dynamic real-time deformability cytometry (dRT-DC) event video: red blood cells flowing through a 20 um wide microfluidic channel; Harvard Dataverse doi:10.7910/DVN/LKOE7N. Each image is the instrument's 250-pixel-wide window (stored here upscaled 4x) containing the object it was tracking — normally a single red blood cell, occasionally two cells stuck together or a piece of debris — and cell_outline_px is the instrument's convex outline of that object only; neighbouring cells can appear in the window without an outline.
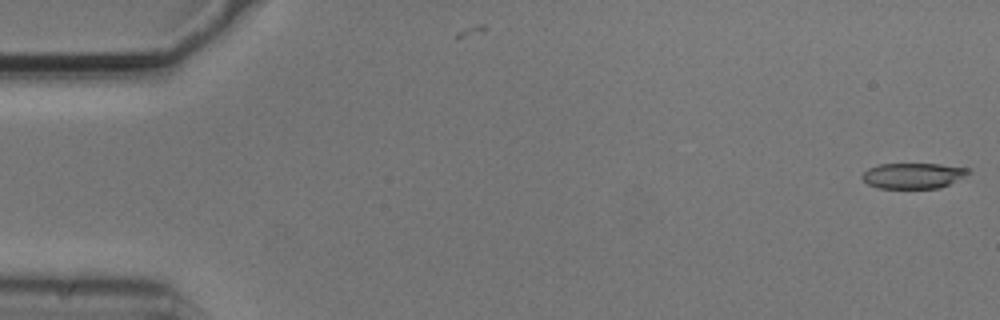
{"species": "common noctule bat (a hibernating species)", "species_latin": "Nyctalus noctula", "temperature_condition": "cold", "stored_images_in_passage": 54, "camera_frame_rate_fps": 3000, "um_per_image_px": 0.085, "animal": {"sex": "male", "body_mass_g": 20.5, "forearm_length_mm": 52.5}, "frame": {"image": 1, "passage_image": 1, "time_ms": 0.0, "image_size_px": [1000, 320], "cell_outline_px": [[972, 172], [940, 188], [876, 188], [868, 184], [860, 176], [868, 168], [880, 164], [940, 164], [972, 168]], "centroid_in_image_um": [77.63, 14.92], "position_along_channel_um": 7.4, "area_um2": 15.9}}
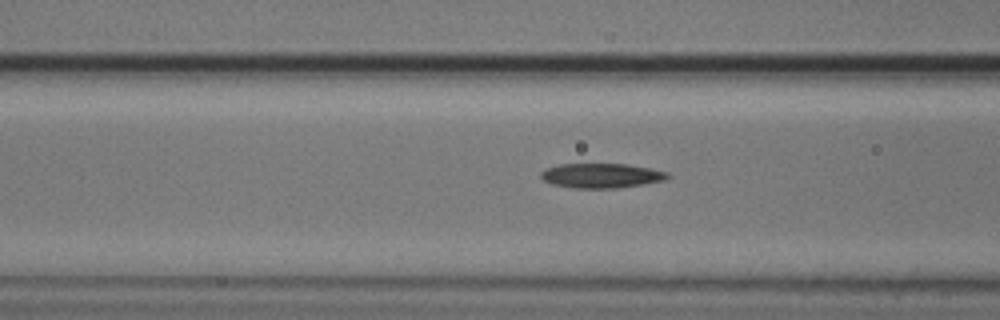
{"frame": {"image": 2, "passage_image": 21, "time_ms": 6.667, "image_size_px": [1000, 320], "cell_outline_px": [[672, 176], [668, 180], [616, 188], [576, 188], [552, 184], [544, 180], [540, 176], [540, 172], [544, 168], [560, 164], [628, 164], [668, 172]], "centroid_in_image_um": [51.13, 14.92], "position_along_channel_um": 115.5, "area_um2": 18.26}}
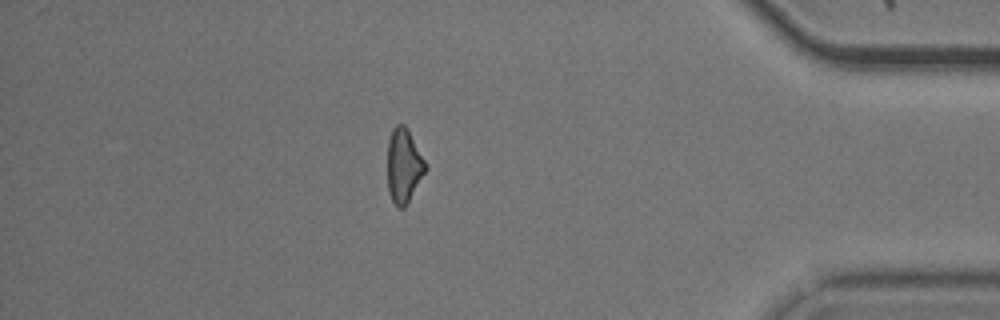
{"frame": {"image": 3, "passage_image": 47, "time_ms": 15.333, "image_size_px": [1000, 320], "cell_outline_px": [[428, 168], [404, 208], [396, 208], [388, 192], [388, 140], [392, 128], [396, 124], [404, 124], [408, 128], [428, 164]], "centroid_in_image_um": [34.34, 14.06], "position_along_channel_um": 400.9, "area_um2": 16.76}, "authors_computed_cell_mechanics": {"area_um2": 17.4556, "velocity_mm_per_s": 3.7344, "shape_relaxation_time_tau1_ms": 5.1569, "shape_relaxation_time_tau2_ms": 10.1216, "deformation_change_tau1": 0.137, "deformation_change_tau2": 0.2331}}